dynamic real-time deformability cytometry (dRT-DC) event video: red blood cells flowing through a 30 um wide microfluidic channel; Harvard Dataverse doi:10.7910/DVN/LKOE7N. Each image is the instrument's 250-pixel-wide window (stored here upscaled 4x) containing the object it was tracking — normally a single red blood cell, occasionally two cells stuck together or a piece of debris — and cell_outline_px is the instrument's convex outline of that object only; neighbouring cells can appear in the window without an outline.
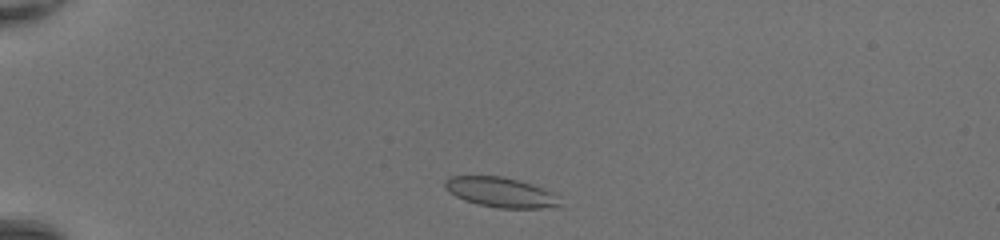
{"species": "common noctule bat (a hibernating species)", "species_latin": "Nyctalus noctula", "temperature_condition": "room temperature", "stored_images_in_passage": 38, "camera_frame_rate_fps": 3000, "um_per_image_px": 0.085, "animal": {"sex": "female", "body_mass_g": 20.0, "forearm_length_mm": 54.0}, "frame": {"image": 1, "passage_image": 3, "time_ms": 0.667, "image_size_px": [1000, 240], "cell_outline_px": [[560, 204], [544, 208], [500, 208], [476, 204], [464, 200], [448, 192], [444, 188], [444, 180], [448, 176], [504, 176], [532, 184], [552, 192], [556, 196]], "centroid_in_image_um": [42.48, 16.33], "position_along_channel_um": 42.5, "area_um2": 20.0}}
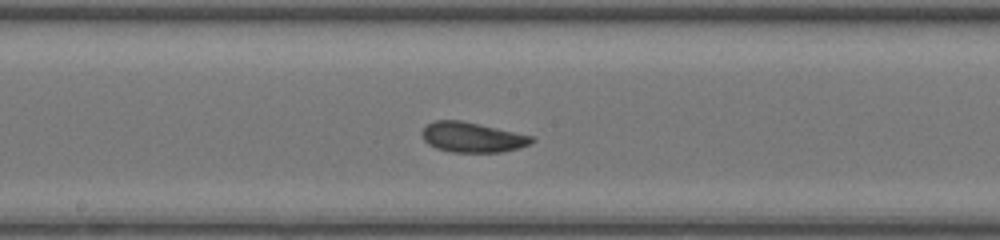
{"frame": {"image": 2, "passage_image": 18, "time_ms": 5.667, "image_size_px": [1000, 240], "cell_outline_px": [[536, 140], [532, 144], [520, 148], [500, 152], [452, 152], [436, 148], [428, 144], [424, 140], [420, 132], [428, 124], [436, 120], [460, 120], [532, 136]], "centroid_in_image_um": [40.14, 11.68], "position_along_channel_um": 208.1, "area_um2": 19.13}}
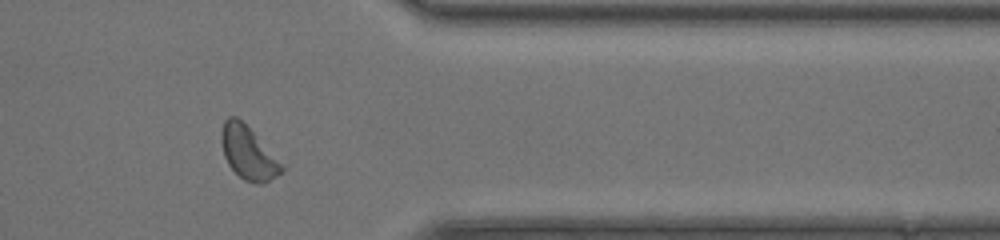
{"frame": {"image": 3, "passage_image": 31, "time_ms": 10.0, "image_size_px": [1000, 240], "cell_outline_px": [[284, 172], [264, 184], [256, 184], [244, 180], [228, 164], [224, 156], [220, 140], [220, 132], [224, 120], [228, 116], [236, 116], [252, 132], [284, 168]], "centroid_in_image_um": [21.05, 13.02], "position_along_channel_um": 390.4, "area_um2": 18.15}, "authors_computed_cell_mechanics": {"area_um2": 19.3052, "velocity_mm_per_s": 4.3742, "shape_relaxation_time_tau1_ms": 7.7784, "shape_relaxation_time_tau2_ms": 4.625, "deformation_change_tau1": 0.1548, "deformation_change_tau2": 0.0984}}